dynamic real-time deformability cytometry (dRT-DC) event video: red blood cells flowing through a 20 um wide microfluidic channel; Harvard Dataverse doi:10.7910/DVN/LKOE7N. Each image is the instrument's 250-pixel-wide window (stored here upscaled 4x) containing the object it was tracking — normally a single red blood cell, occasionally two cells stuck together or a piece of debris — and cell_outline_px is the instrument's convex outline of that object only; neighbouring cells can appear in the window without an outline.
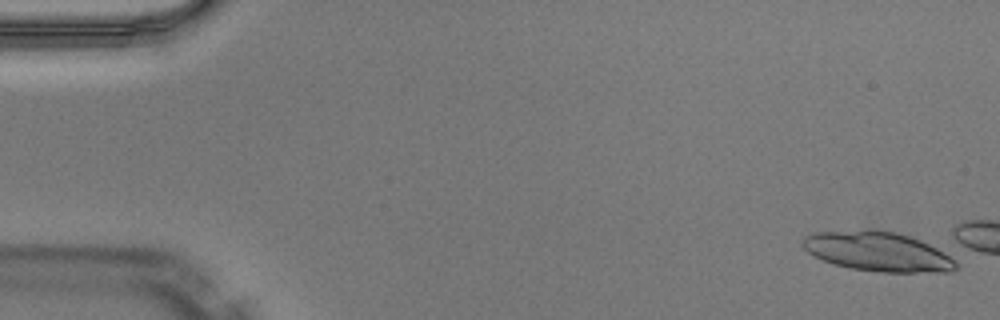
{"species": "Egyptian fruit bat (a non-hibernating species)", "species_latin": "Rousettus aegyptiacus", "temperature_condition": "warm", "stored_images_in_passage": 1, "camera_frame_rate_fps": 3000, "um_per_image_px": 0.085, "animal": {"sex": "male"}, "frame": {"image": 1, "passage_image": 1, "time_ms": 0.0, "image_size_px": [1000, 320], "cell_outline_px": [[956, 268], [952, 272], [880, 272], [852, 268], [836, 264], [812, 256], [800, 244], [804, 236], [816, 232], [868, 228], [872, 228], [896, 232], [920, 240], [956, 256]], "centroid_in_image_um": [74.64, 21.36], "position_along_channel_um": 10.4, "area_um2": 35.89}}